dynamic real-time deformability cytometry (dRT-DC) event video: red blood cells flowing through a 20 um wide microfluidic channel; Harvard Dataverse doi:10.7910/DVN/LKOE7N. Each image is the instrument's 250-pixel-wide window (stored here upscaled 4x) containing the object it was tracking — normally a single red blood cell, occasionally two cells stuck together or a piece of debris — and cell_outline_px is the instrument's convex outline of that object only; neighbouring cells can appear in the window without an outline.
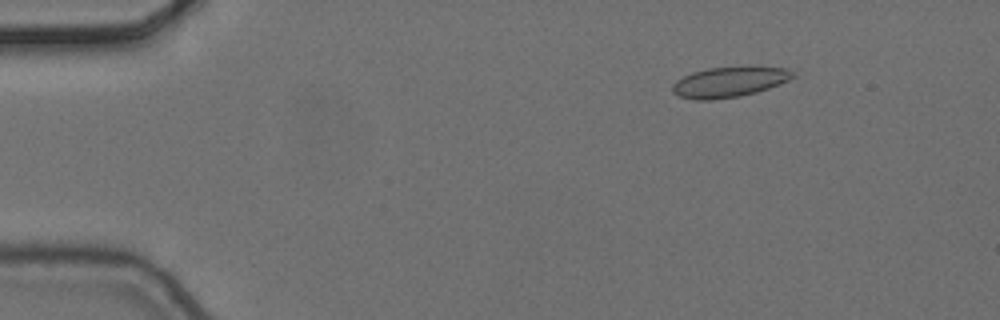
{"species": "common noctule bat (a hibernating species)", "species_latin": "Nyctalus noctula", "temperature_condition": "cold", "stored_images_in_passage": 4, "camera_frame_rate_fps": 3000, "um_per_image_px": 0.085, "animal": {"sex": "female", "body_mass_g": 24.6, "forearm_length_mm": 56.2}, "frame": {"image": 1, "passage_image": 2, "time_ms": 0.333, "image_size_px": [1000, 320], "cell_outline_px": [[796, 76], [788, 80], [768, 88], [756, 92], [740, 96], [712, 100], [696, 100], [680, 96], [672, 92], [672, 84], [676, 80], [692, 72], [708, 68], [788, 68]], "centroid_in_image_um": [61.93, 6.99], "position_along_channel_um": 23.1, "area_um2": 20.75}}